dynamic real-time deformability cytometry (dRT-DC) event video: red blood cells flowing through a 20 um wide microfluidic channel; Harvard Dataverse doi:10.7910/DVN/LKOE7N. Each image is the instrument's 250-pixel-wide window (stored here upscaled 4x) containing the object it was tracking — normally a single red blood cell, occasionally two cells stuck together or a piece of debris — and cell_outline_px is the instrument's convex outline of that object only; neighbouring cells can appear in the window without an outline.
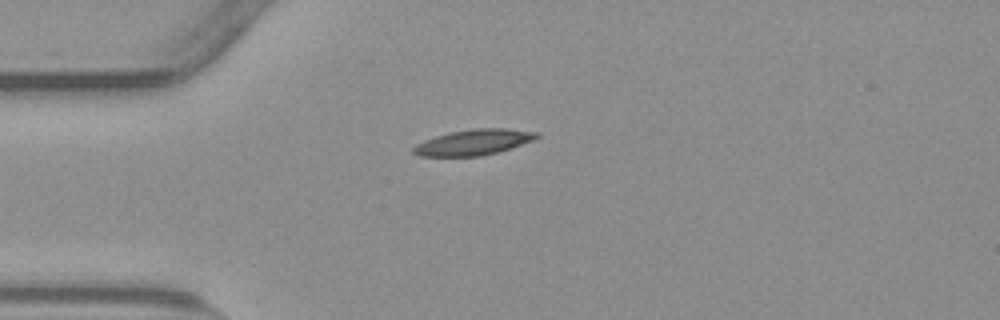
{"species": "common noctule bat (a hibernating species)", "species_latin": "Nyctalus noctula", "temperature_condition": "warm", "stored_images_in_passage": 41, "camera_frame_rate_fps": 3000, "um_per_image_px": 0.085, "animal": {"sex": "male", "body_mass_g": 23.1, "forearm_length_mm": 52.7}, "frame": {"image": 1, "passage_image": 1, "time_ms": 0.0, "image_size_px": [1000, 320], "cell_outline_px": [[540, 136], [532, 140], [512, 148], [480, 156], [420, 156], [412, 152], [412, 148], [416, 144], [424, 140], [436, 136], [452, 132], [472, 128], [504, 128], [540, 132]], "centroid_in_image_um": [40.27, 12.08], "position_along_channel_um": 44.7, "area_um2": 18.38}}
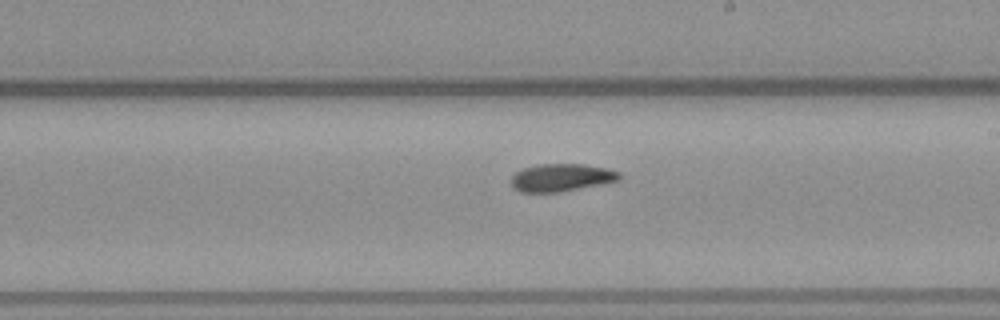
{"frame": {"image": 2, "passage_image": 18, "time_ms": 5.667, "image_size_px": [1000, 320], "cell_outline_px": [[620, 180], [560, 192], [520, 192], [512, 188], [512, 176], [516, 172], [524, 168], [540, 164], [584, 164], [608, 168], [620, 172]], "centroid_in_image_um": [47.72, 15.09], "position_along_channel_um": 241.3, "area_um2": 17.4}}
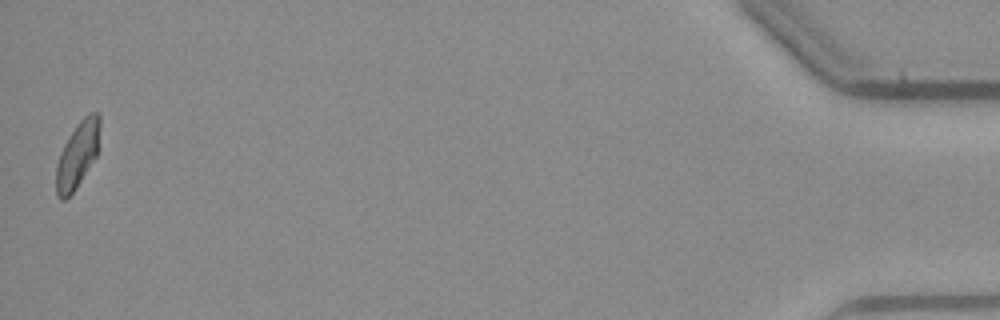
{"frame": {"image": 3, "passage_image": 41, "time_ms": 13.333, "image_size_px": [1000, 320], "cell_outline_px": [[100, 124], [96, 156], [76, 188], [64, 200], [60, 200], [56, 192], [56, 164], [60, 152], [64, 144], [80, 120], [88, 112], [96, 112], [100, 116]], "centroid_in_image_um": [6.57, 13.15], "position_along_channel_um": 428.6, "area_um2": 16.59}}